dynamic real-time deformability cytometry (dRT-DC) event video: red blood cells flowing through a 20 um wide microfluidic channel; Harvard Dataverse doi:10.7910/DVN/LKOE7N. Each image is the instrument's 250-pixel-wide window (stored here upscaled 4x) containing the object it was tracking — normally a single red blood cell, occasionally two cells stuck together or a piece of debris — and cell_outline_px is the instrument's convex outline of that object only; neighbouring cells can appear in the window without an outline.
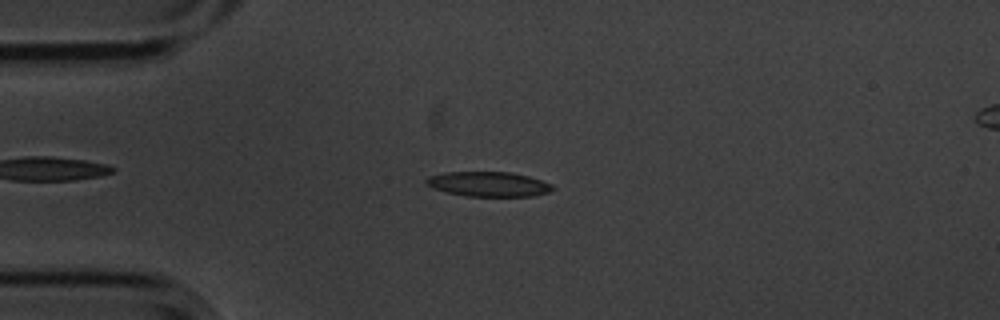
{"species": "common noctule bat (a hibernating species)", "species_latin": "Nyctalus noctula", "temperature_condition": "cold", "stored_images_in_passage": 53, "camera_frame_rate_fps": 3000, "um_per_image_px": 0.085, "animal": {"sex": "male", "body_mass_g": 20.1, "forearm_length_mm": 53.5}, "frame": {"image": 1, "passage_image": 11, "time_ms": 3.333, "image_size_px": [1000, 320], "cell_outline_px": [[556, 188], [548, 192], [532, 196], [468, 196], [448, 192], [432, 188], [424, 180], [428, 176], [444, 172], [508, 172], [528, 176], [552, 184]], "centroid_in_image_um": [41.52, 15.64], "position_along_channel_um": 43.5, "area_um2": 18.15}}
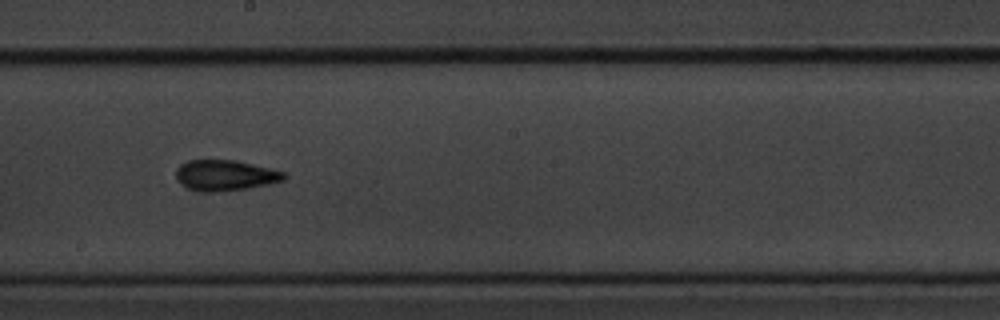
{"frame": {"image": 2, "passage_image": 28, "time_ms": 9.0, "image_size_px": [1000, 320], "cell_outline_px": [[288, 176], [284, 180], [268, 184], [244, 188], [216, 192], [204, 192], [188, 188], [176, 176], [176, 168], [180, 164], [188, 160], [236, 160], [288, 172]], "centroid_in_image_um": [19.19, 14.88], "position_along_channel_um": 229.0, "area_um2": 19.25}}
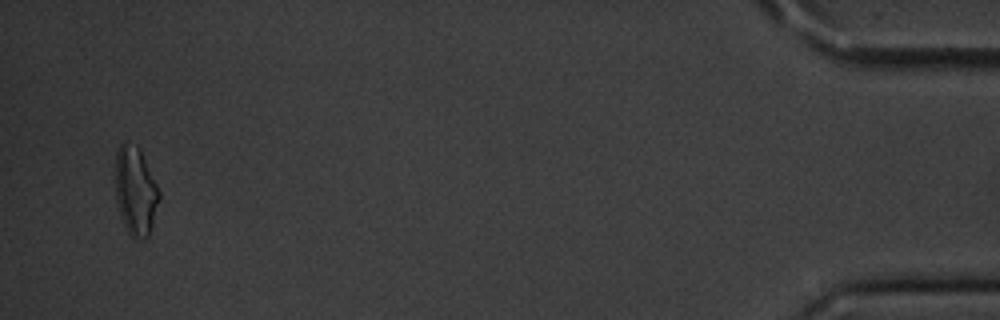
{"frame": {"image": 3, "passage_image": 51, "time_ms": 16.667, "image_size_px": [1000, 320], "cell_outline_px": [[160, 200], [148, 236], [136, 240], [128, 232], [120, 216], [116, 200], [116, 152], [120, 144], [124, 140], [136, 144], [140, 148], [160, 192]], "centroid_in_image_um": [11.52, 16.19], "position_along_channel_um": 423.7, "area_um2": 22.66}, "authors_computed_cell_mechanics": {"area_um2": 18.207, "velocity_mm_per_s": 3.6096, "shape_relaxation_time_tau1_ms": 8.9933, "shape_relaxation_time_tau2_ms": 3.5036, "deformation_change_tau1": 0.2157, "deformation_change_tau2": 0.1272}}